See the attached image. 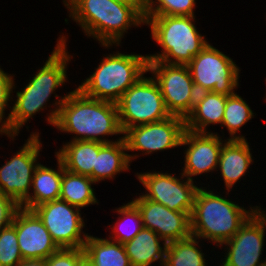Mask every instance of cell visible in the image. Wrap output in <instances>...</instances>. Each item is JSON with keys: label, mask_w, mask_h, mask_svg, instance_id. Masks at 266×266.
<instances>
[{"label": "cell", "mask_w": 266, "mask_h": 266, "mask_svg": "<svg viewBox=\"0 0 266 266\" xmlns=\"http://www.w3.org/2000/svg\"><path fill=\"white\" fill-rule=\"evenodd\" d=\"M150 72L158 83L165 106L171 116L183 119L191 113L197 91L187 65L147 61Z\"/></svg>", "instance_id": "cell-9"}, {"label": "cell", "mask_w": 266, "mask_h": 266, "mask_svg": "<svg viewBox=\"0 0 266 266\" xmlns=\"http://www.w3.org/2000/svg\"><path fill=\"white\" fill-rule=\"evenodd\" d=\"M84 255L83 248H60L46 259V266H77Z\"/></svg>", "instance_id": "cell-31"}, {"label": "cell", "mask_w": 266, "mask_h": 266, "mask_svg": "<svg viewBox=\"0 0 266 266\" xmlns=\"http://www.w3.org/2000/svg\"><path fill=\"white\" fill-rule=\"evenodd\" d=\"M123 245L132 266H152L155 262L164 266L167 244L154 231L143 227L132 240Z\"/></svg>", "instance_id": "cell-22"}, {"label": "cell", "mask_w": 266, "mask_h": 266, "mask_svg": "<svg viewBox=\"0 0 266 266\" xmlns=\"http://www.w3.org/2000/svg\"><path fill=\"white\" fill-rule=\"evenodd\" d=\"M23 260L15 227L0 230V266H17Z\"/></svg>", "instance_id": "cell-30"}, {"label": "cell", "mask_w": 266, "mask_h": 266, "mask_svg": "<svg viewBox=\"0 0 266 266\" xmlns=\"http://www.w3.org/2000/svg\"><path fill=\"white\" fill-rule=\"evenodd\" d=\"M115 212L118 213V220L111 227L112 231L108 239L124 244L132 240L143 228L141 213L131 200L115 209ZM126 222L130 223V225L126 224Z\"/></svg>", "instance_id": "cell-28"}, {"label": "cell", "mask_w": 266, "mask_h": 266, "mask_svg": "<svg viewBox=\"0 0 266 266\" xmlns=\"http://www.w3.org/2000/svg\"><path fill=\"white\" fill-rule=\"evenodd\" d=\"M0 126H5V121L0 118Z\"/></svg>", "instance_id": "cell-38"}, {"label": "cell", "mask_w": 266, "mask_h": 266, "mask_svg": "<svg viewBox=\"0 0 266 266\" xmlns=\"http://www.w3.org/2000/svg\"><path fill=\"white\" fill-rule=\"evenodd\" d=\"M14 75L6 73L1 69L0 66V118L6 122L7 117L5 115V110L9 107L10 103L8 102L14 101L13 98L11 97L13 92V89L15 90V79L13 77ZM5 118V119H4Z\"/></svg>", "instance_id": "cell-32"}, {"label": "cell", "mask_w": 266, "mask_h": 266, "mask_svg": "<svg viewBox=\"0 0 266 266\" xmlns=\"http://www.w3.org/2000/svg\"><path fill=\"white\" fill-rule=\"evenodd\" d=\"M77 266H95L92 261L84 255L80 260Z\"/></svg>", "instance_id": "cell-36"}, {"label": "cell", "mask_w": 266, "mask_h": 266, "mask_svg": "<svg viewBox=\"0 0 266 266\" xmlns=\"http://www.w3.org/2000/svg\"><path fill=\"white\" fill-rule=\"evenodd\" d=\"M227 96L201 92L197 94L193 109L185 119V129L208 133V126L222 124Z\"/></svg>", "instance_id": "cell-20"}, {"label": "cell", "mask_w": 266, "mask_h": 266, "mask_svg": "<svg viewBox=\"0 0 266 266\" xmlns=\"http://www.w3.org/2000/svg\"><path fill=\"white\" fill-rule=\"evenodd\" d=\"M67 38L64 34H60L57 44L51 55L44 65L38 69L32 79L21 91H16V98L13 106L8 113L5 126L12 136H18L21 128L32 119L36 113L46 109L47 102L50 101L51 94L55 95L57 100L54 109H50V113L46 114L45 119L48 124L54 126L58 117L60 106L66 99L68 94L61 96L55 94V90L61 87L67 81V66L71 61L72 55L67 51ZM56 106V107H55Z\"/></svg>", "instance_id": "cell-1"}, {"label": "cell", "mask_w": 266, "mask_h": 266, "mask_svg": "<svg viewBox=\"0 0 266 266\" xmlns=\"http://www.w3.org/2000/svg\"><path fill=\"white\" fill-rule=\"evenodd\" d=\"M20 206L0 191V230L12 223L15 212Z\"/></svg>", "instance_id": "cell-33"}, {"label": "cell", "mask_w": 266, "mask_h": 266, "mask_svg": "<svg viewBox=\"0 0 266 266\" xmlns=\"http://www.w3.org/2000/svg\"><path fill=\"white\" fill-rule=\"evenodd\" d=\"M259 207L225 245V256L219 266H264L262 259L264 252L266 211Z\"/></svg>", "instance_id": "cell-13"}, {"label": "cell", "mask_w": 266, "mask_h": 266, "mask_svg": "<svg viewBox=\"0 0 266 266\" xmlns=\"http://www.w3.org/2000/svg\"><path fill=\"white\" fill-rule=\"evenodd\" d=\"M39 137V132H31L21 149L0 167V191L19 206L31 193L33 174L42 151Z\"/></svg>", "instance_id": "cell-10"}, {"label": "cell", "mask_w": 266, "mask_h": 266, "mask_svg": "<svg viewBox=\"0 0 266 266\" xmlns=\"http://www.w3.org/2000/svg\"><path fill=\"white\" fill-rule=\"evenodd\" d=\"M83 250L95 266H132L124 245L108 238L88 235Z\"/></svg>", "instance_id": "cell-24"}, {"label": "cell", "mask_w": 266, "mask_h": 266, "mask_svg": "<svg viewBox=\"0 0 266 266\" xmlns=\"http://www.w3.org/2000/svg\"><path fill=\"white\" fill-rule=\"evenodd\" d=\"M185 119L178 116L127 129L122 135L127 151H140L142 155L173 149L181 144Z\"/></svg>", "instance_id": "cell-14"}, {"label": "cell", "mask_w": 266, "mask_h": 266, "mask_svg": "<svg viewBox=\"0 0 266 266\" xmlns=\"http://www.w3.org/2000/svg\"><path fill=\"white\" fill-rule=\"evenodd\" d=\"M67 93L54 127L62 133L74 134L70 141L112 143L115 141L105 136L123 134L116 103L89 98L78 88Z\"/></svg>", "instance_id": "cell-2"}, {"label": "cell", "mask_w": 266, "mask_h": 266, "mask_svg": "<svg viewBox=\"0 0 266 266\" xmlns=\"http://www.w3.org/2000/svg\"><path fill=\"white\" fill-rule=\"evenodd\" d=\"M225 141L217 132L198 133L185 130L180 144V147H187L183 155L182 174L193 181L194 176L213 173L218 167L222 144Z\"/></svg>", "instance_id": "cell-15"}, {"label": "cell", "mask_w": 266, "mask_h": 266, "mask_svg": "<svg viewBox=\"0 0 266 266\" xmlns=\"http://www.w3.org/2000/svg\"><path fill=\"white\" fill-rule=\"evenodd\" d=\"M199 242V238L190 235L185 239L167 243L164 266H207Z\"/></svg>", "instance_id": "cell-26"}, {"label": "cell", "mask_w": 266, "mask_h": 266, "mask_svg": "<svg viewBox=\"0 0 266 266\" xmlns=\"http://www.w3.org/2000/svg\"><path fill=\"white\" fill-rule=\"evenodd\" d=\"M251 148L246 140H227L222 144L217 169L220 170L224 186L229 193L246 175L253 163ZM240 180V181H239Z\"/></svg>", "instance_id": "cell-18"}, {"label": "cell", "mask_w": 266, "mask_h": 266, "mask_svg": "<svg viewBox=\"0 0 266 266\" xmlns=\"http://www.w3.org/2000/svg\"><path fill=\"white\" fill-rule=\"evenodd\" d=\"M132 202L141 213L143 227L157 233L166 244L191 235L188 213L170 210L142 195L133 198Z\"/></svg>", "instance_id": "cell-16"}, {"label": "cell", "mask_w": 266, "mask_h": 266, "mask_svg": "<svg viewBox=\"0 0 266 266\" xmlns=\"http://www.w3.org/2000/svg\"><path fill=\"white\" fill-rule=\"evenodd\" d=\"M197 93L234 94L240 68L233 59L209 43L187 64Z\"/></svg>", "instance_id": "cell-8"}, {"label": "cell", "mask_w": 266, "mask_h": 266, "mask_svg": "<svg viewBox=\"0 0 266 266\" xmlns=\"http://www.w3.org/2000/svg\"><path fill=\"white\" fill-rule=\"evenodd\" d=\"M104 143L98 141H70L55 152L64 168L75 174L88 176L92 179L93 167L100 147Z\"/></svg>", "instance_id": "cell-23"}, {"label": "cell", "mask_w": 266, "mask_h": 266, "mask_svg": "<svg viewBox=\"0 0 266 266\" xmlns=\"http://www.w3.org/2000/svg\"><path fill=\"white\" fill-rule=\"evenodd\" d=\"M57 170L39 163L35 168L29 197L20 207L32 210L34 207L60 198L61 180L64 171L62 161L56 156Z\"/></svg>", "instance_id": "cell-21"}, {"label": "cell", "mask_w": 266, "mask_h": 266, "mask_svg": "<svg viewBox=\"0 0 266 266\" xmlns=\"http://www.w3.org/2000/svg\"><path fill=\"white\" fill-rule=\"evenodd\" d=\"M104 56L95 71L77 88L89 98L116 103L129 87L147 73V56L119 51Z\"/></svg>", "instance_id": "cell-6"}, {"label": "cell", "mask_w": 266, "mask_h": 266, "mask_svg": "<svg viewBox=\"0 0 266 266\" xmlns=\"http://www.w3.org/2000/svg\"><path fill=\"white\" fill-rule=\"evenodd\" d=\"M11 224L23 259H47L60 249L33 210L19 207Z\"/></svg>", "instance_id": "cell-17"}, {"label": "cell", "mask_w": 266, "mask_h": 266, "mask_svg": "<svg viewBox=\"0 0 266 266\" xmlns=\"http://www.w3.org/2000/svg\"><path fill=\"white\" fill-rule=\"evenodd\" d=\"M17 266H46V259H23Z\"/></svg>", "instance_id": "cell-35"}, {"label": "cell", "mask_w": 266, "mask_h": 266, "mask_svg": "<svg viewBox=\"0 0 266 266\" xmlns=\"http://www.w3.org/2000/svg\"><path fill=\"white\" fill-rule=\"evenodd\" d=\"M59 248H83L88 233L80 208L63 200L42 203L32 209Z\"/></svg>", "instance_id": "cell-11"}, {"label": "cell", "mask_w": 266, "mask_h": 266, "mask_svg": "<svg viewBox=\"0 0 266 266\" xmlns=\"http://www.w3.org/2000/svg\"><path fill=\"white\" fill-rule=\"evenodd\" d=\"M255 113L247 102L235 92L228 95L225 104L222 128L226 127L230 137L227 140H246L245 136L238 134L242 126L254 118Z\"/></svg>", "instance_id": "cell-27"}, {"label": "cell", "mask_w": 266, "mask_h": 266, "mask_svg": "<svg viewBox=\"0 0 266 266\" xmlns=\"http://www.w3.org/2000/svg\"><path fill=\"white\" fill-rule=\"evenodd\" d=\"M119 3L130 6L134 9L144 20L148 15L149 0H115Z\"/></svg>", "instance_id": "cell-34"}, {"label": "cell", "mask_w": 266, "mask_h": 266, "mask_svg": "<svg viewBox=\"0 0 266 266\" xmlns=\"http://www.w3.org/2000/svg\"><path fill=\"white\" fill-rule=\"evenodd\" d=\"M199 187L195 198L193 210L190 215L191 235L201 241L209 240L220 247L232 238L247 219L260 206H239L229 198L214 193L209 188ZM202 238V239H201Z\"/></svg>", "instance_id": "cell-4"}, {"label": "cell", "mask_w": 266, "mask_h": 266, "mask_svg": "<svg viewBox=\"0 0 266 266\" xmlns=\"http://www.w3.org/2000/svg\"><path fill=\"white\" fill-rule=\"evenodd\" d=\"M163 172H140L136 173L139 182L145 188L142 196L146 199L158 202L170 210L186 212L191 215L194 205V198L198 186L185 175ZM182 180V181H181Z\"/></svg>", "instance_id": "cell-12"}, {"label": "cell", "mask_w": 266, "mask_h": 266, "mask_svg": "<svg viewBox=\"0 0 266 266\" xmlns=\"http://www.w3.org/2000/svg\"><path fill=\"white\" fill-rule=\"evenodd\" d=\"M69 18L79 25L87 37L101 47L121 46L125 32L145 25V20L130 6L115 0H63Z\"/></svg>", "instance_id": "cell-3"}, {"label": "cell", "mask_w": 266, "mask_h": 266, "mask_svg": "<svg viewBox=\"0 0 266 266\" xmlns=\"http://www.w3.org/2000/svg\"><path fill=\"white\" fill-rule=\"evenodd\" d=\"M196 0H149L147 16H195Z\"/></svg>", "instance_id": "cell-29"}, {"label": "cell", "mask_w": 266, "mask_h": 266, "mask_svg": "<svg viewBox=\"0 0 266 266\" xmlns=\"http://www.w3.org/2000/svg\"><path fill=\"white\" fill-rule=\"evenodd\" d=\"M118 139V140H117ZM115 142L104 143L96 156L93 167L92 180L95 183L114 179L117 174L129 171L132 160L137 159L139 154H128L123 137H118Z\"/></svg>", "instance_id": "cell-19"}, {"label": "cell", "mask_w": 266, "mask_h": 266, "mask_svg": "<svg viewBox=\"0 0 266 266\" xmlns=\"http://www.w3.org/2000/svg\"><path fill=\"white\" fill-rule=\"evenodd\" d=\"M122 132L138 125L156 123L171 116L158 83L143 74L116 102Z\"/></svg>", "instance_id": "cell-7"}, {"label": "cell", "mask_w": 266, "mask_h": 266, "mask_svg": "<svg viewBox=\"0 0 266 266\" xmlns=\"http://www.w3.org/2000/svg\"><path fill=\"white\" fill-rule=\"evenodd\" d=\"M196 16H147L151 38L161 53L149 54L147 61L187 65L209 42L195 26Z\"/></svg>", "instance_id": "cell-5"}, {"label": "cell", "mask_w": 266, "mask_h": 266, "mask_svg": "<svg viewBox=\"0 0 266 266\" xmlns=\"http://www.w3.org/2000/svg\"><path fill=\"white\" fill-rule=\"evenodd\" d=\"M0 134H4L5 136L9 137L8 139H11L12 141L15 140L16 137L11 135L6 126H0Z\"/></svg>", "instance_id": "cell-37"}, {"label": "cell", "mask_w": 266, "mask_h": 266, "mask_svg": "<svg viewBox=\"0 0 266 266\" xmlns=\"http://www.w3.org/2000/svg\"><path fill=\"white\" fill-rule=\"evenodd\" d=\"M92 184L96 183L90 177L64 169L59 199L80 209L89 205H98L99 201L95 196Z\"/></svg>", "instance_id": "cell-25"}]
</instances>
